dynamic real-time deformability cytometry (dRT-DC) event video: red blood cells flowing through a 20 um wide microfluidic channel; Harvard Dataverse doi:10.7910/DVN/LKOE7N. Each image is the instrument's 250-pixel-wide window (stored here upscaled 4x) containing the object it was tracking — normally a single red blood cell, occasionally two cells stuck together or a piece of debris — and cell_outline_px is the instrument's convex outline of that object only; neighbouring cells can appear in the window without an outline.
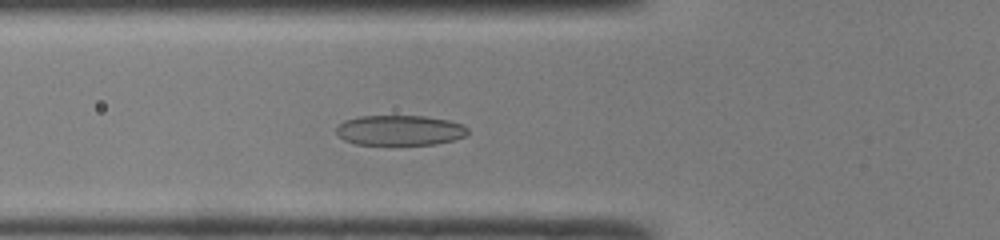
{"species": "common noctule bat (a hibernating species)", "species_latin": "Nyctalus noctula", "temperature_condition": "room temperature", "stored_images_in_passage": 45, "camera_frame_rate_fps": 3000, "um_per_image_px": 0.085, "animal": {"sex": "male", "body_mass_g": 19.0, "forearm_length_mm": 50.8}, "frame": {"image": 1, "passage_image": 14, "time_ms": 4.333, "image_size_px": [1000, 240], "cell_outline_px": [[468, 132], [464, 136], [452, 140], [436, 144], [356, 144], [344, 140], [336, 132], [336, 128], [344, 120], [360, 116], [424, 116], [448, 120], [460, 124], [468, 128]], "centroid_in_image_um": [33.96, 11.07], "position_along_channel_um": 91.8, "area_um2": 22.89}}
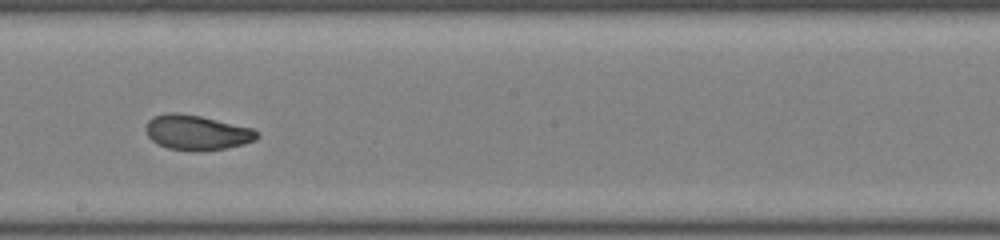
{"frame": {"image": 2, "passage_image": 24, "time_ms": 7.667, "image_size_px": [1000, 240], "cell_outline_px": [[260, 136], [256, 140], [244, 144], [224, 148], [200, 152], [192, 152], [168, 148], [152, 140], [148, 136], [144, 128], [148, 120], [152, 116], [168, 112], [176, 112], [200, 116], [252, 128]], "centroid_in_image_um": [16.7, 11.27], "position_along_channel_um": 231.5, "area_um2": 22.77}}
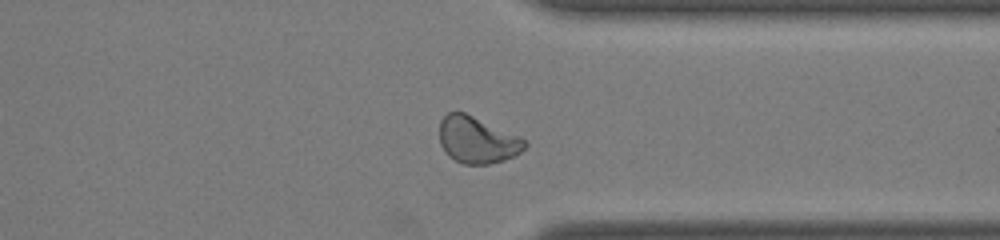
{"frame": {"image": 3, "passage_image": 34, "time_ms": 11.0, "image_size_px": [1000, 240], "cell_outline_px": [[528, 144], [520, 152], [504, 160], [488, 164], [464, 164], [448, 156], [444, 152], [440, 144], [440, 120], [448, 112], [464, 112], [520, 136]], "centroid_in_image_um": [40.54, 11.89], "position_along_channel_um": 370.9, "area_um2": 23.06}, "authors_computed_cell_mechanics": {"area_um2": 23.2356, "velocity_mm_per_s": 4.2014, "shape_relaxation_time_tau1_ms": 5.9041, "shape_relaxation_time_tau2_ms": 1.1143, "deformation_change_tau1": 0.173, "deformation_change_tau2": 0.0594}}